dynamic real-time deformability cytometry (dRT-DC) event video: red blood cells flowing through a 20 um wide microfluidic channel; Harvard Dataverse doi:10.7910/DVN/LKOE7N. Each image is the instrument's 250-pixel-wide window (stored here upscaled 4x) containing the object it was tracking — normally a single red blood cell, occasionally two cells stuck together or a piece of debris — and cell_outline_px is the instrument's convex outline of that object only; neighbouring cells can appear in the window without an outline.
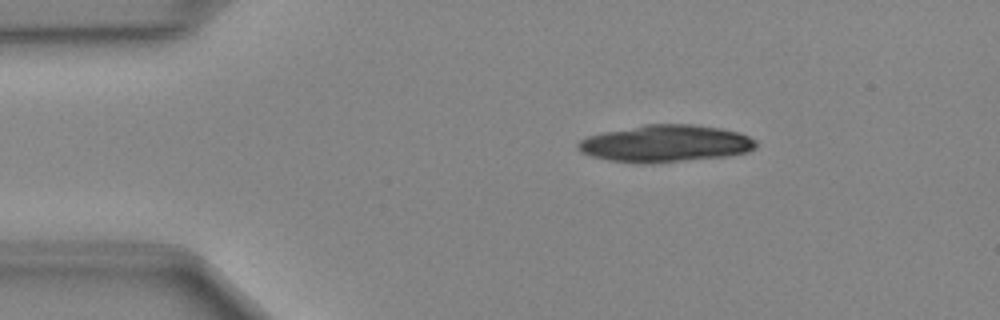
{"species": "Egyptian fruit bat (a non-hibernating species)", "species_latin": "Rousettus aegyptiacus", "temperature_condition": "cold", "stored_images_in_passage": 46, "camera_frame_rate_fps": 3000, "um_per_image_px": 0.085, "animal": {"sex": "female"}, "frame": {"image": 1, "passage_image": 7, "time_ms": 2.0, "image_size_px": [1000, 320], "cell_outline_px": [[756, 148], [748, 152], [728, 156], [644, 164], [612, 160], [592, 156], [580, 152], [576, 144], [580, 140], [588, 136], [604, 132], [644, 124], [692, 124], [720, 128], [740, 132], [756, 140]], "centroid_in_image_um": [56.59, 12.19], "position_along_channel_um": 28.4, "area_um2": 38.38}}
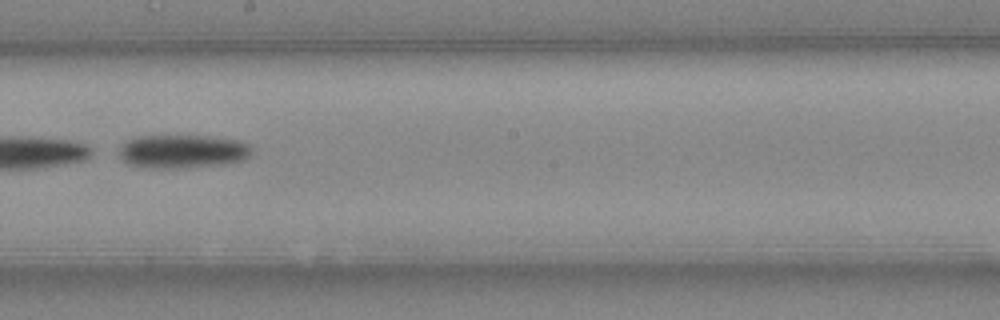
{"frame": {"image": 2, "passage_image": 26, "time_ms": 8.333, "image_size_px": [1000, 320], "cell_outline_px": [[256, 148], [252, 156], [244, 160], [224, 164], [176, 168], [152, 168], [128, 164], [120, 156], [120, 144], [128, 140], [140, 136], [208, 136], [240, 140]], "centroid_in_image_um": [15.6, 12.86], "position_along_channel_um": 232.6, "area_um2": 26.13}}